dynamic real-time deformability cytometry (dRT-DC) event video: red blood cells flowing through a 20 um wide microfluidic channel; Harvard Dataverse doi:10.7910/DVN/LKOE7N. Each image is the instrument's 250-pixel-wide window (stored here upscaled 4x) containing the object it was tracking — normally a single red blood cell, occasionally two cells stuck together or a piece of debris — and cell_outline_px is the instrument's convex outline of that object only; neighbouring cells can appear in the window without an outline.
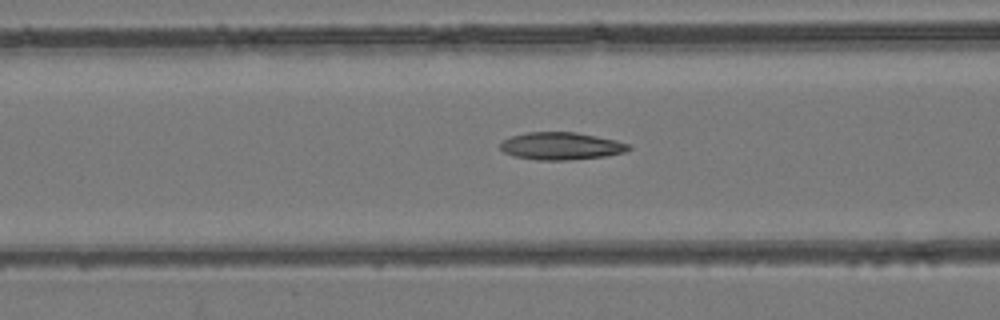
{"species": "common noctule bat (a hibernating species)", "species_latin": "Nyctalus noctula", "temperature_condition": "room temperature", "stored_images_in_passage": 50, "camera_frame_rate_fps": 3000, "um_per_image_px": 0.085, "animal": {"sex": "female", "body_mass_g": 24.6, "forearm_length_mm": 56.2}, "frame": {"image": 1, "passage_image": 20, "time_ms": 6.333, "image_size_px": [1000, 320], "cell_outline_px": [[632, 148], [624, 152], [604, 156], [568, 160], [536, 160], [512, 156], [504, 152], [500, 148], [500, 144], [504, 140], [512, 136], [528, 132], [576, 132], [616, 140], [628, 144]], "centroid_in_image_um": [47.68, 12.41], "position_along_channel_um": 118.9, "area_um2": 20.46}}
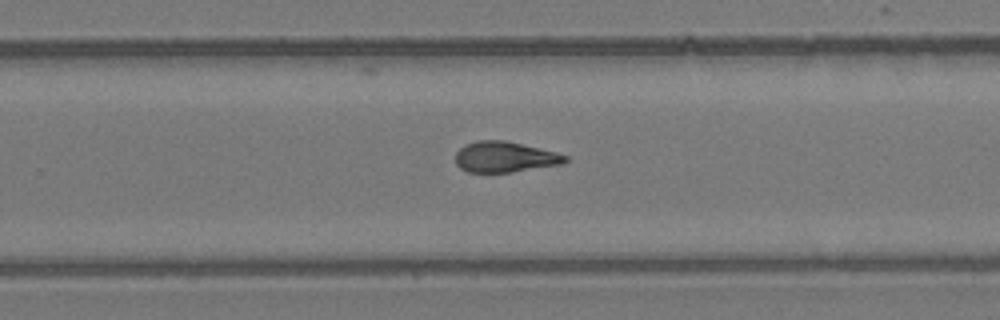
{"frame": {"image": 2, "passage_image": 32, "time_ms": 10.333, "image_size_px": [1000, 320], "cell_outline_px": [[568, 160], [564, 164], [512, 172], [468, 172], [460, 168], [456, 164], [456, 152], [464, 144], [476, 140], [504, 140], [556, 152], [568, 156]], "centroid_in_image_um": [42.91, 13.34], "position_along_channel_um": 286.9, "area_um2": 19.71}}
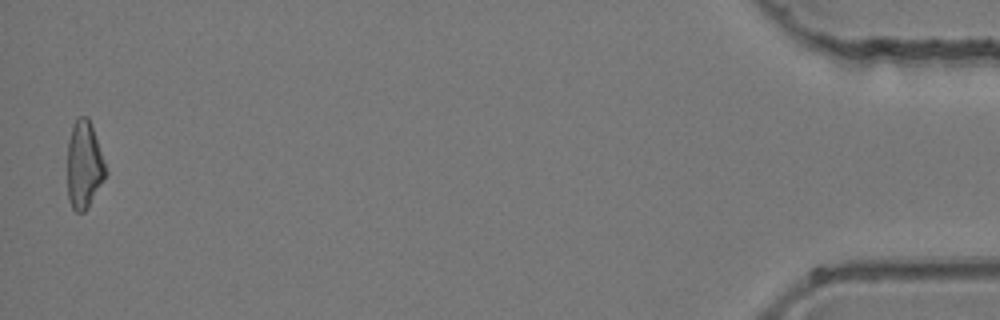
{"frame": {"image": 3, "passage_image": 49, "time_ms": 16.0, "image_size_px": [1000, 320], "cell_outline_px": [[108, 172], [88, 208], [84, 212], [76, 212], [72, 208], [68, 200], [68, 144], [72, 128], [76, 116], [88, 116]], "centroid_in_image_um": [7.15, 14.04], "position_along_channel_um": 428.1, "area_um2": 19.42}}